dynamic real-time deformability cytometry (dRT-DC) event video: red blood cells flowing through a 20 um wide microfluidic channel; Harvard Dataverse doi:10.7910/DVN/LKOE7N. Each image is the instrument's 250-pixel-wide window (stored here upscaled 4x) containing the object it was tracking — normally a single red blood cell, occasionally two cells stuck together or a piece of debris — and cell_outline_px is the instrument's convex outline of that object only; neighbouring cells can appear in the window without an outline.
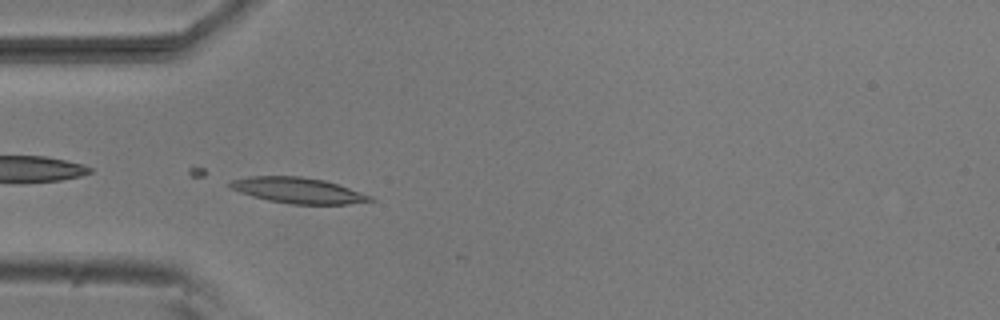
{"species": "common noctule bat (a hibernating species)", "species_latin": "Nyctalus noctula", "temperature_condition": "room temperature", "stored_images_in_passage": 37, "camera_frame_rate_fps": 3000, "um_per_image_px": 0.085, "animal": {"sex": "male", "body_mass_g": 20.5, "forearm_length_mm": 52.5}, "frame": {"image": 1, "passage_image": 15, "time_ms": 4.667, "image_size_px": [1000, 320], "cell_outline_px": [[376, 200], [348, 204], [292, 204], [268, 200], [252, 196], [228, 188], [228, 184], [232, 180], [248, 176], [300, 176], [324, 180], [372, 196]], "centroid_in_image_um": [25.29, 16.18], "position_along_channel_um": 59.7, "area_um2": 20.87}}
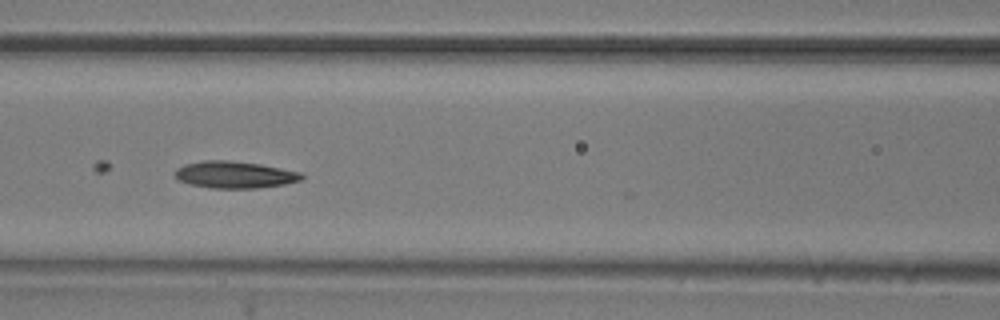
{"frame": {"image": 2, "passage_image": 22, "time_ms": 7.0, "image_size_px": [1000, 320], "cell_outline_px": [[304, 176], [300, 180], [284, 184], [256, 188], [212, 188], [188, 184], [176, 180], [176, 168], [184, 164], [204, 160], [228, 160], [260, 164], [300, 172]], "centroid_in_image_um": [19.9, 14.85], "position_along_channel_um": 146.7, "area_um2": 19.83}}
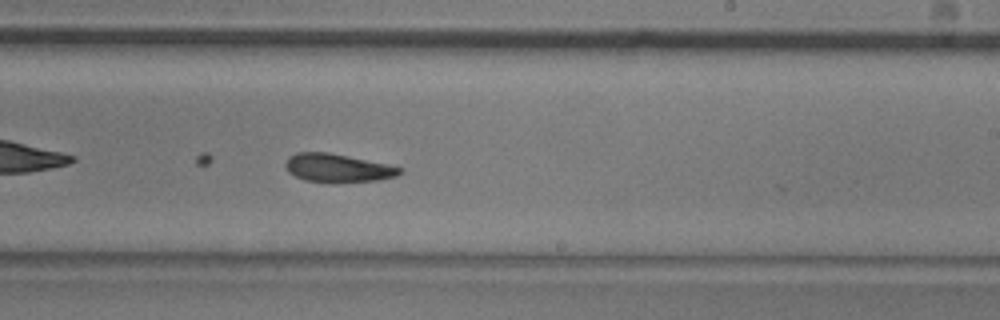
{"frame": {"image": 3, "passage_image": 31, "time_ms": 10.0, "image_size_px": [1000, 320], "cell_outline_px": [[404, 172], [396, 176], [380, 180], [304, 180], [288, 172], [284, 164], [288, 156], [296, 152], [328, 152], [388, 164], [404, 168]], "centroid_in_image_um": [28.71, 14.23], "position_along_channel_um": 260.3, "area_um2": 18.32}}